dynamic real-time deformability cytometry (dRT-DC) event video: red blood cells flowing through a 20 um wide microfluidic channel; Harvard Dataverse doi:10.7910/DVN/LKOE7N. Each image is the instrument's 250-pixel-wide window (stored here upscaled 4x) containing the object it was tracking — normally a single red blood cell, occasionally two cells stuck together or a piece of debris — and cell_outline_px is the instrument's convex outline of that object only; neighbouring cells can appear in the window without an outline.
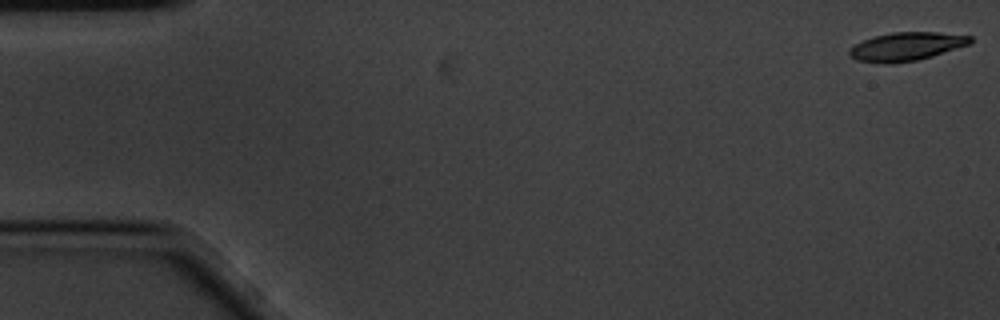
{"species": "common noctule bat (a hibernating species)", "species_latin": "Nyctalus noctula", "temperature_condition": "cold", "stored_images_in_passage": 6, "camera_frame_rate_fps": 3000, "um_per_image_px": 0.085, "animal": {"sex": "male", "body_mass_g": 20.1, "forearm_length_mm": 53.5}, "frame": {"image": 1, "passage_image": 1, "time_ms": 0.0, "image_size_px": [1000, 320], "cell_outline_px": [[972, 44], [932, 56], [916, 60], [892, 64], [888, 64], [856, 60], [848, 56], [848, 48], [864, 40], [876, 36], [892, 32], [936, 32], [972, 36]], "centroid_in_image_um": [77.04, 3.96], "position_along_channel_um": 8.0, "area_um2": 20.11}}
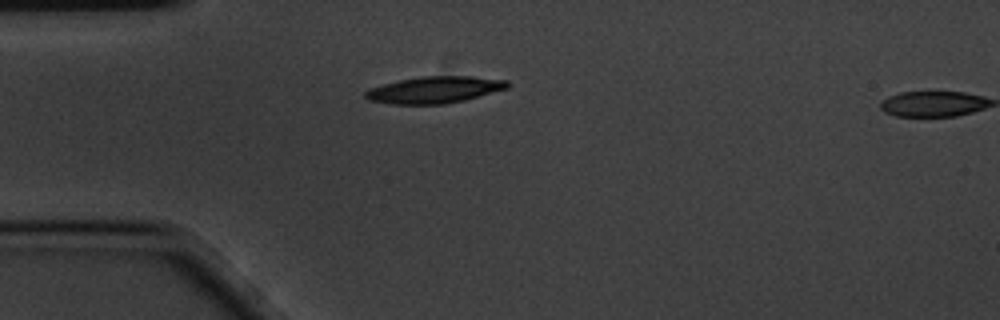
{"frame": {"image": 2, "passage_image": 5, "time_ms": 1.333, "image_size_px": [1000, 320], "cell_outline_px": [[508, 88], [464, 100], [444, 104], [392, 104], [368, 100], [364, 96], [364, 92], [368, 88], [400, 80], [420, 76], [472, 76], [508, 80]], "centroid_in_image_um": [36.91, 7.63], "position_along_channel_um": 48.1, "area_um2": 22.08}}